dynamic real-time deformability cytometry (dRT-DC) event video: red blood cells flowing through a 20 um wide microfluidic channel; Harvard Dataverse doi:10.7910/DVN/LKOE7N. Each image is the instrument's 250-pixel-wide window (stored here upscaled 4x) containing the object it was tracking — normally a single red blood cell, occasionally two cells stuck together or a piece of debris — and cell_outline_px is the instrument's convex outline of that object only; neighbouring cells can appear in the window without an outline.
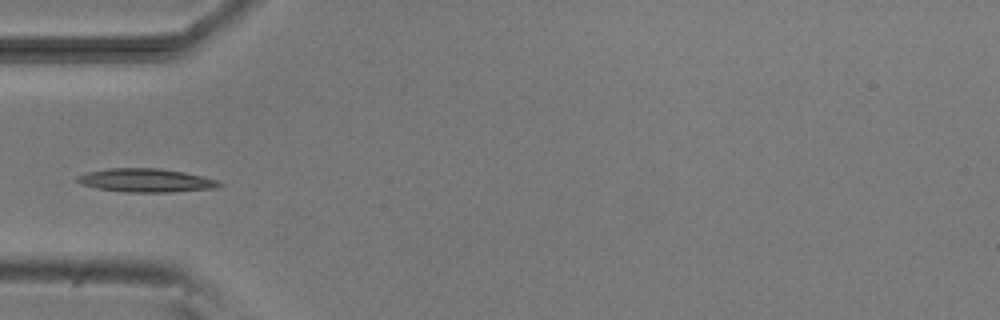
{"species": "common noctule bat (a hibernating species)", "species_latin": "Nyctalus noctula", "temperature_condition": "room temperature", "stored_images_in_passage": 5, "camera_frame_rate_fps": 3000, "um_per_image_px": 0.085, "animal": {"sex": "male", "body_mass_g": 20.5, "forearm_length_mm": 52.5}, "frame": {"image": 1, "passage_image": 4, "time_ms": 4.333, "image_size_px": [1000, 320], "cell_outline_px": [[224, 184], [216, 188], [168, 192], [128, 192], [100, 188], [80, 184], [76, 180], [76, 176], [88, 172], [108, 168], [160, 168], [184, 172], [204, 176], [216, 180]], "centroid_in_image_um": [12.42, 15.32], "position_along_channel_um": 72.6, "area_um2": 19.36}}
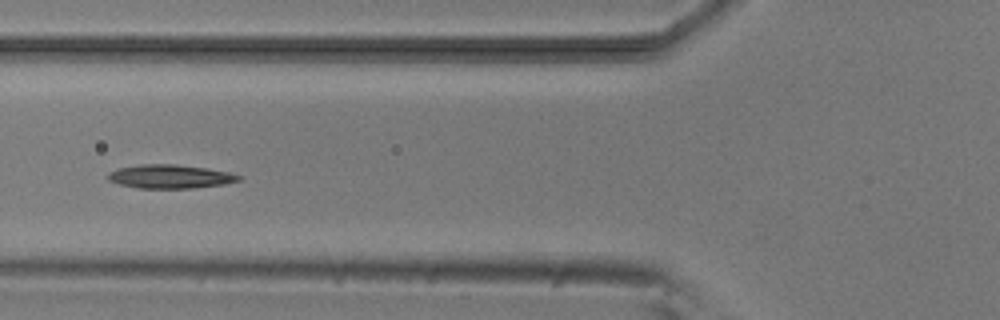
{"frame": {"image": 2, "passage_image": 5, "time_ms": 5.333, "image_size_px": [1000, 320], "cell_outline_px": [[240, 180], [224, 184], [192, 188], [140, 188], [120, 184], [108, 180], [108, 172], [116, 168], [140, 164], [176, 164], [204, 168], [228, 172], [240, 176]], "centroid_in_image_um": [14.41, 15.0], "position_along_channel_um": 111.4, "area_um2": 17.92}}